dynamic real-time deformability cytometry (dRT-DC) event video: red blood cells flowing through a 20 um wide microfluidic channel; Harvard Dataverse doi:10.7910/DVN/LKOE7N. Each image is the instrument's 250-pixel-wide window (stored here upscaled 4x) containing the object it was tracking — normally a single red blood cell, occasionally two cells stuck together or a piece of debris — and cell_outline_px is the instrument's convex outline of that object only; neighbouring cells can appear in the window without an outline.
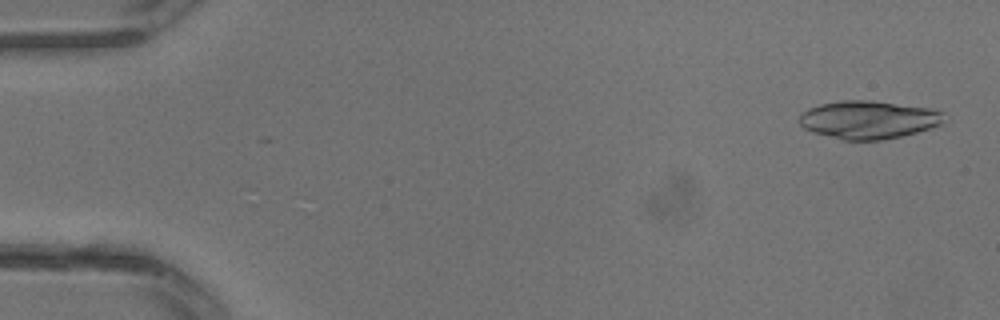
{"species": "common noctule bat (a hibernating species)", "species_latin": "Nyctalus noctula", "temperature_condition": "warm", "stored_images_in_passage": 31, "segment_of_instrument_passage": [1, 2], "camera_frame_rate_fps": 3000, "um_per_image_px": 0.085, "animal": {"sex": "male", "body_mass_g": 13.3}, "frame": {"image": 1, "passage_image": 1, "time_ms": 0.0, "image_size_px": [1000, 320], "cell_outline_px": [[944, 112], [940, 124], [916, 132], [900, 136], [880, 140], [840, 140], [812, 132], [804, 128], [800, 124], [800, 116], [808, 108], [820, 104], [840, 100], [872, 100], [932, 108]], "centroid_in_image_um": [73.79, 10.17], "position_along_channel_um": 11.2, "area_um2": 32.02}}
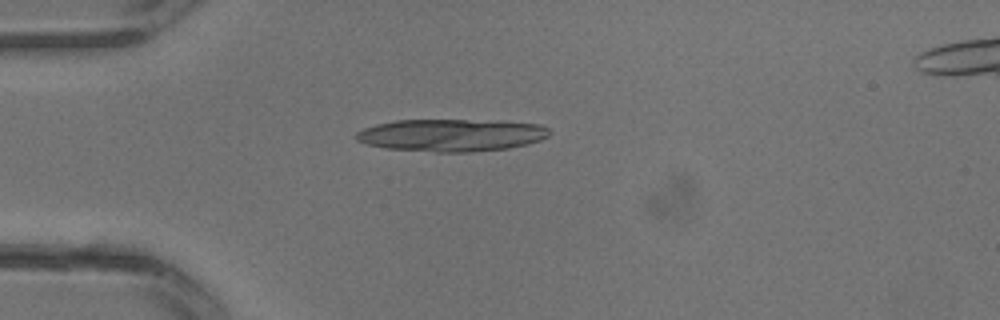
{"frame": {"image": 2, "passage_image": 8, "time_ms": 2.333, "image_size_px": [1000, 320], "cell_outline_px": [[552, 132], [548, 136], [540, 140], [508, 148], [468, 152], [436, 152], [388, 148], [368, 144], [356, 140], [356, 132], [364, 128], [376, 124], [396, 120], [500, 120], [540, 124], [548, 128]], "centroid_in_image_um": [38.4, 11.47], "position_along_channel_um": 46.6, "area_um2": 36.53}}